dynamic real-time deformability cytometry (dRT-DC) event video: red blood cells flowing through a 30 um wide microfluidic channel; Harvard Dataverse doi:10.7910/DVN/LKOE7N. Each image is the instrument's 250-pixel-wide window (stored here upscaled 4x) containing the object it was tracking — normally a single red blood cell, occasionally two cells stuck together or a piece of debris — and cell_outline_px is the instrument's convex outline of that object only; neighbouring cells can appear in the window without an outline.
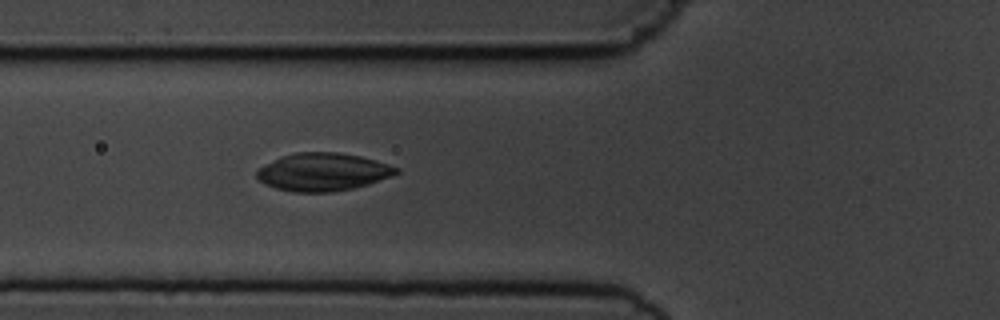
{"species": "common noctule bat (a hibernating species)", "species_latin": "Nyctalus noctula", "temperature_condition": "cold", "stored_images_in_passage": 5, "camera_frame_rate_fps": 3000, "um_per_image_px": 0.085, "animal": {"sex": "male", "body_mass_g": 19.5, "forearm_length_mm": 54.6}, "frame": {"image": 1, "passage_image": 5, "time_ms": 5.333, "image_size_px": [1000, 320], "cell_outline_px": [[400, 172], [392, 176], [368, 184], [352, 188], [332, 192], [292, 192], [276, 188], [264, 184], [256, 176], [256, 172], [260, 168], [284, 156], [296, 152], [336, 152], [360, 156], [376, 160], [400, 168]], "centroid_in_image_um": [27.49, 14.62], "position_along_channel_um": 98.3, "area_um2": 30.52}}